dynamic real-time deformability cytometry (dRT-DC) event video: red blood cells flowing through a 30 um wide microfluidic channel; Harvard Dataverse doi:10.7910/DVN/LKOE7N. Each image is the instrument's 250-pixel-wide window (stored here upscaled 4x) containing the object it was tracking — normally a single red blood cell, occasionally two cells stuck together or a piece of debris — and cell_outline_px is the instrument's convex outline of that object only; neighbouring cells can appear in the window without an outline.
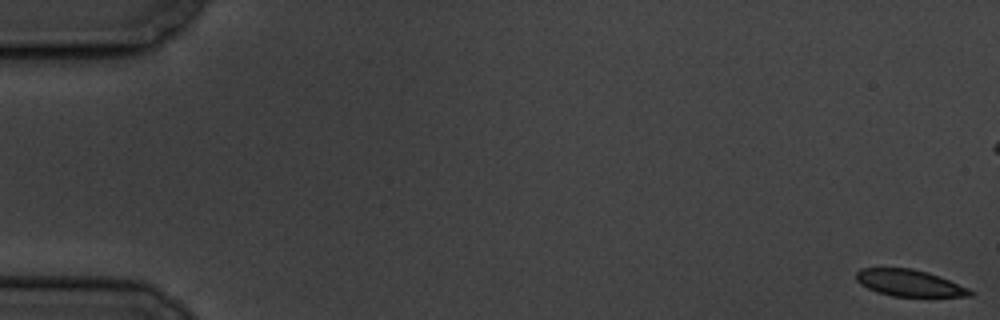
{"species": "common noctule bat (a hibernating species)", "species_latin": "Nyctalus noctula", "temperature_condition": "cold", "stored_images_in_passage": 59, "camera_frame_rate_fps": 3000, "um_per_image_px": 0.085, "animal": {"sex": "male", "body_mass_g": 19.5, "forearm_length_mm": 54.6}, "frame": {"image": 1, "passage_image": 1, "time_ms": 0.0, "image_size_px": [1000, 320], "cell_outline_px": [[972, 296], [892, 296], [876, 292], [860, 284], [856, 280], [856, 272], [860, 268], [912, 268], [928, 272], [968, 288], [972, 292]], "centroid_in_image_um": [77.24, 24.05], "position_along_channel_um": 7.8, "area_um2": 17.51}}
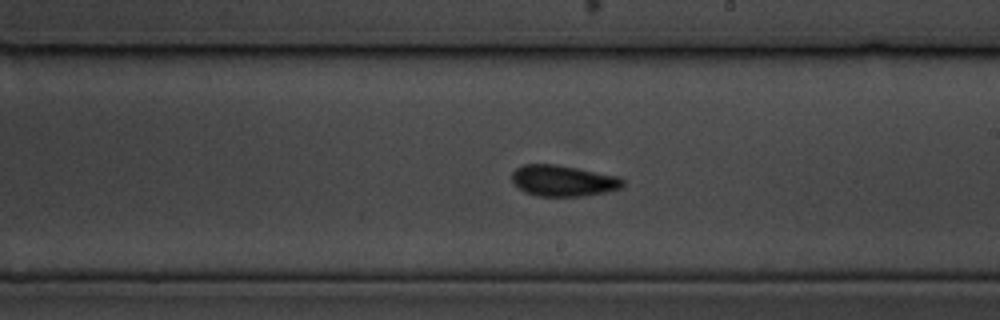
{"frame": {"image": 2, "passage_image": 34, "time_ms": 11.0, "image_size_px": [1000, 320], "cell_outline_px": [[624, 184], [620, 188], [604, 192], [584, 196], [536, 196], [524, 192], [516, 188], [512, 180], [512, 172], [516, 168], [524, 164], [556, 164], [620, 176], [624, 180]], "centroid_in_image_um": [47.84, 15.36], "position_along_channel_um": 241.2, "area_um2": 20.29}}
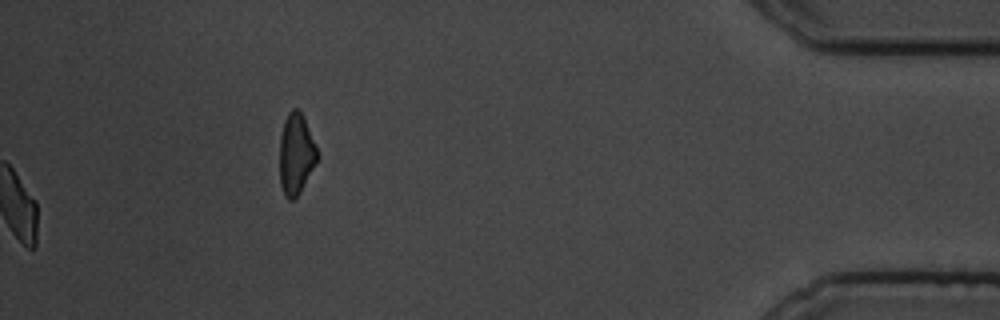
{"frame": {"image": 3, "passage_image": 59, "time_ms": 19.333, "image_size_px": [1000, 320], "cell_outline_px": [[320, 156], [316, 164], [300, 192], [292, 200], [288, 200], [284, 196], [280, 184], [280, 136], [284, 120], [288, 112], [292, 108], [296, 108], [304, 116]], "centroid_in_image_um": [25.17, 13.09], "position_along_channel_um": 410.0, "area_um2": 17.98}, "authors_computed_cell_mechanics": {"area_um2": 19.4208, "velocity_mm_per_s": 3.4815, "shape_relaxation_time_tau1_ms": 4.3163, "shape_relaxation_time_tau2_ms": 1.8784, "deformation_change_tau1": 0.1378, "deformation_change_tau2": 0.0726}}